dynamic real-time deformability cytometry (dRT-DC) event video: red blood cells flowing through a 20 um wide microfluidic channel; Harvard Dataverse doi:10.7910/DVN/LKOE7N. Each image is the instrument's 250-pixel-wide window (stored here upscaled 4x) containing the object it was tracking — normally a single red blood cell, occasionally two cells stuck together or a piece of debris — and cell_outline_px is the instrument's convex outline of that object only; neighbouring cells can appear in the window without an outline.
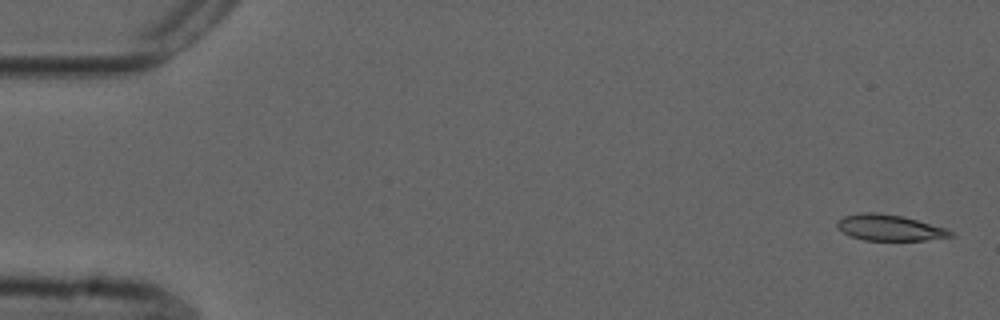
{"species": "common noctule bat (a hibernating species)", "species_latin": "Nyctalus noctula", "temperature_condition": "cold", "stored_images_in_passage": 55, "camera_frame_rate_fps": 3000, "um_per_image_px": 0.085, "animal": {"sex": "male", "forearm_length_mm": 52.5}, "frame": {"image": 1, "passage_image": 2, "time_ms": 0.333, "image_size_px": [1000, 320], "cell_outline_px": [[952, 236], [924, 240], [864, 240], [848, 236], [836, 228], [836, 220], [844, 216], [860, 212], [876, 212], [900, 216], [916, 220], [944, 228], [952, 232]], "centroid_in_image_um": [75.48, 19.35], "position_along_channel_um": 9.5, "area_um2": 17.05}}
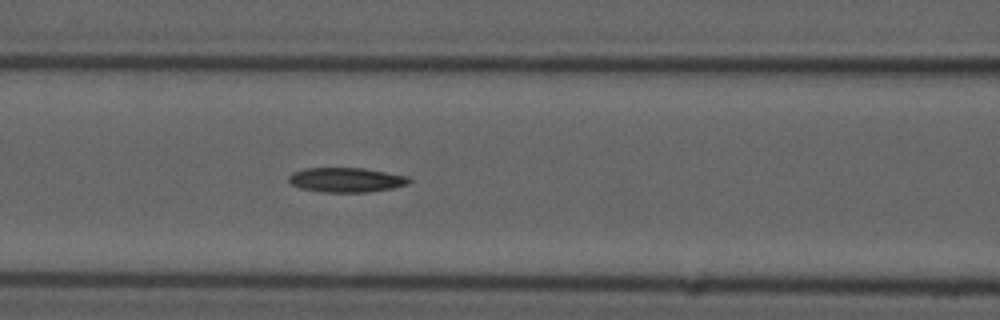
{"frame": {"image": 2, "passage_image": 23, "time_ms": 7.333, "image_size_px": [1000, 320], "cell_outline_px": [[412, 180], [408, 184], [392, 188], [368, 192], [324, 192], [300, 188], [292, 184], [288, 180], [288, 176], [292, 172], [304, 168], [364, 168], [408, 176]], "centroid_in_image_um": [29.42, 15.28], "position_along_channel_um": 137.2, "area_um2": 17.28}}
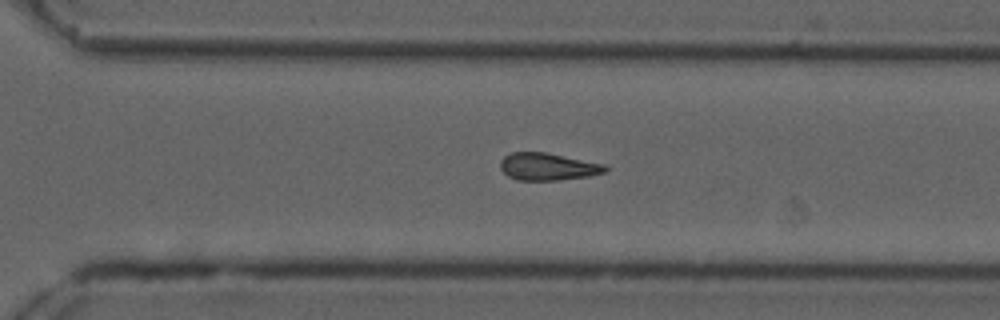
{"frame": {"image": 3, "passage_image": 38, "time_ms": 12.333, "image_size_px": [1000, 320], "cell_outline_px": [[608, 168], [604, 172], [592, 176], [556, 180], [516, 180], [508, 176], [500, 168], [500, 160], [504, 156], [512, 152], [548, 152], [604, 164]], "centroid_in_image_um": [46.55, 14.16], "position_along_channel_um": 324.0, "area_um2": 16.82}}